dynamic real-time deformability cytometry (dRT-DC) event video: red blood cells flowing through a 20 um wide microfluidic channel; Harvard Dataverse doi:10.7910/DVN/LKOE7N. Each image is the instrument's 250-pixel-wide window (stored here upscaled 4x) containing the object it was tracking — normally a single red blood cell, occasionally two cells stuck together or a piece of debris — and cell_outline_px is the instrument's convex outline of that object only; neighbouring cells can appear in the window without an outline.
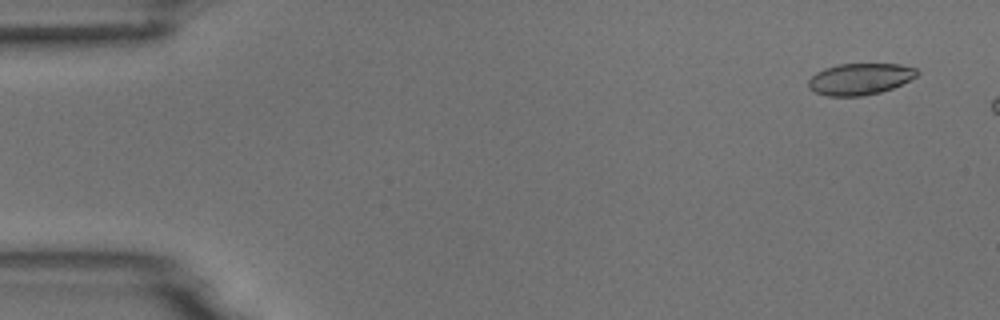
{"species": "common noctule bat (a hibernating species)", "species_latin": "Nyctalus noctula", "temperature_condition": "room temperature", "stored_images_in_passage": 3, "camera_frame_rate_fps": 3000, "um_per_image_px": 0.085, "animal": {"sex": "male", "body_mass_g": 18.8}, "frame": {"image": 1, "passage_image": 1, "time_ms": 0.0, "image_size_px": [1000, 320], "cell_outline_px": [[920, 72], [916, 76], [892, 88], [880, 92], [860, 96], [828, 96], [812, 92], [808, 88], [808, 80], [816, 72], [824, 68], [836, 64], [900, 64], [916, 68]], "centroid_in_image_um": [73.05, 6.71], "position_along_channel_um": 12.0, "area_um2": 20.0}}